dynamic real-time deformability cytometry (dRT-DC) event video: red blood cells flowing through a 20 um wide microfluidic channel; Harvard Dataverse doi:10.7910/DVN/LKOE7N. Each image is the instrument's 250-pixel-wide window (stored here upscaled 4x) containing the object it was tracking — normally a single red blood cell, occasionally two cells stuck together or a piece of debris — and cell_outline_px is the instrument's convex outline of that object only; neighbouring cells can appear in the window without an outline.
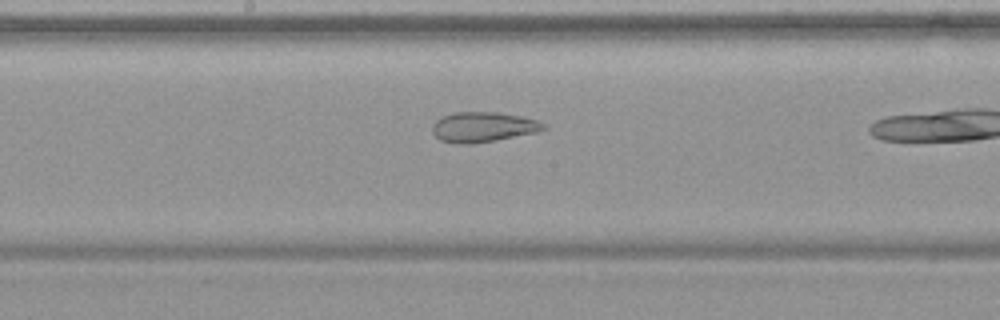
{"species": "common noctule bat (a hibernating species)", "species_latin": "Nyctalus noctula", "temperature_condition": "warm", "stored_images_in_passage": 19, "camera_frame_rate_fps": 3000, "um_per_image_px": 0.085, "animal": {"sex": "female", "body_mass_g": 19.9}, "frame": {"image": 1, "passage_image": 14, "time_ms": 4.333, "image_size_px": [1000, 320], "cell_outline_px": [[548, 128], [536, 132], [492, 140], [468, 144], [456, 144], [440, 140], [432, 132], [432, 124], [440, 116], [452, 112], [496, 112], [520, 116], [536, 120], [544, 124]], "centroid_in_image_um": [40.99, 10.78], "position_along_channel_um": 207.2, "area_um2": 19.36}}